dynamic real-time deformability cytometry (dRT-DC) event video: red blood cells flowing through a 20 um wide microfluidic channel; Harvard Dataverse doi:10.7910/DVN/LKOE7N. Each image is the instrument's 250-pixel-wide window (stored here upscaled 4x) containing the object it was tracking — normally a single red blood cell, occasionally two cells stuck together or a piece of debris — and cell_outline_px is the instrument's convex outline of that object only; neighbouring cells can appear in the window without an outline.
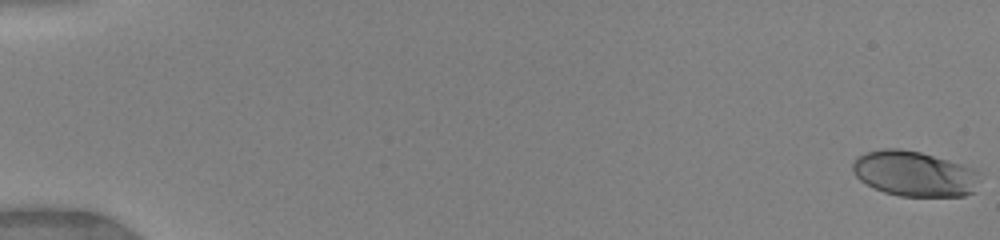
{"species": "human", "species_latin": "Homo sapiens", "temperature_condition": "warm", "stored_images_in_passage": 28, "camera_frame_rate_fps": 3000, "um_per_image_px": 0.085, "donor": {"sex": "female"}, "frame": {"image": 1, "passage_image": 1, "time_ms": 0.0, "image_size_px": [1000, 240], "cell_outline_px": [[984, 172], [972, 192], [964, 196], [900, 196], [884, 192], [860, 180], [856, 176], [852, 168], [852, 160], [856, 156], [864, 152], [884, 148], [900, 148], [920, 152], [976, 168]], "centroid_in_image_um": [77.74, 14.75], "position_along_channel_um": 7.3, "area_um2": 33.93}}
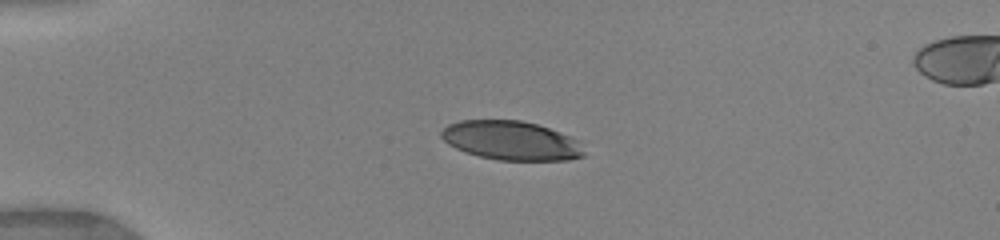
{"frame": {"image": 2, "passage_image": 9, "time_ms": 4.333, "image_size_px": [1000, 240], "cell_outline_px": [[584, 156], [568, 160], [500, 160], [480, 156], [456, 148], [448, 144], [440, 136], [440, 132], [448, 124], [460, 120], [520, 120], [536, 124], [560, 132], [580, 140], [584, 152]], "centroid_in_image_um": [43.47, 11.94], "position_along_channel_um": 41.5, "area_um2": 32.43}}